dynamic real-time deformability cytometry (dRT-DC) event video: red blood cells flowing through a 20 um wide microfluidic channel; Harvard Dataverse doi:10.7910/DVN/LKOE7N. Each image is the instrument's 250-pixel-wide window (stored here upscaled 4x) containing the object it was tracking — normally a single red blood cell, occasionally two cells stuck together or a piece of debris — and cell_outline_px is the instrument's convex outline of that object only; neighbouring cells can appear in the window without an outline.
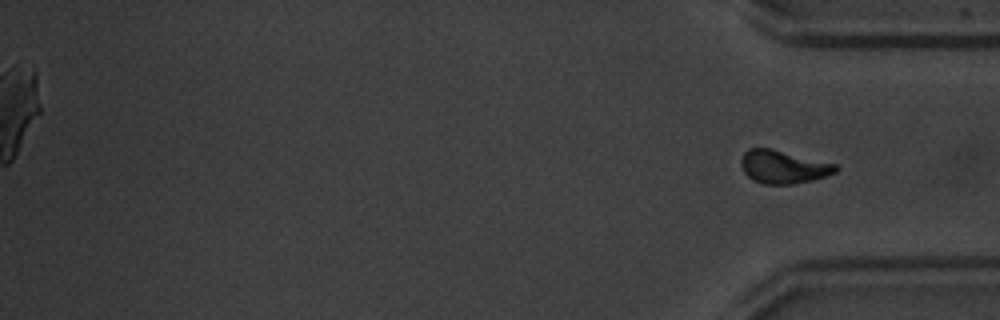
{"species": "common noctule bat (a hibernating species)", "species_latin": "Nyctalus noctula", "temperature_condition": "warm", "stored_images_in_passage": 50, "camera_frame_rate_fps": 3000, "um_per_image_px": 0.085, "animal": {"sex": "male", "body_mass_g": 20.1, "forearm_length_mm": 53.5}, "frame": {"image": 1, "passage_image": 50, "time_ms": 16.333, "image_size_px": [1000, 320], "cell_outline_px": [[840, 168], [836, 172], [812, 180], [792, 184], [764, 184], [752, 180], [744, 172], [740, 164], [740, 160], [744, 152], [748, 148], [772, 148], [836, 164]], "centroid_in_image_um": [66.55, 14.17], "position_along_channel_um": 368.6, "area_um2": 18.32}}